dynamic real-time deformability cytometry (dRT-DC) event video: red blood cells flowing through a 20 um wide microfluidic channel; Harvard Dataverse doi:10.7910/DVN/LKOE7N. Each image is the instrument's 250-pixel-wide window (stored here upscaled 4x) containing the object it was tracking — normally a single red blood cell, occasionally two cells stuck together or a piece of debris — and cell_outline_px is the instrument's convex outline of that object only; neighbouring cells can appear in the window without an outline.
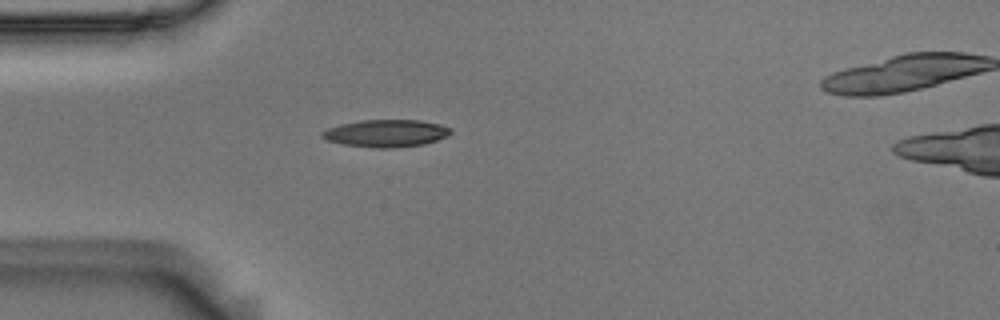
{"species": "Egyptian fruit bat (a non-hibernating species)", "species_latin": "Rousettus aegyptiacus", "temperature_condition": "room temperature", "stored_images_in_passage": 2, "camera_frame_rate_fps": 3000, "um_per_image_px": 0.085, "animal": {"sex": "male"}, "frame": {"image": 1, "passage_image": 1, "time_ms": 0.0, "image_size_px": [1000, 320], "cell_outline_px": [[452, 132], [448, 136], [424, 144], [392, 148], [372, 148], [344, 144], [328, 140], [320, 136], [320, 132], [328, 128], [340, 124], [360, 120], [420, 120], [440, 124], [452, 128]], "centroid_in_image_um": [32.82, 11.32], "position_along_channel_um": 52.2, "area_um2": 20.58}}